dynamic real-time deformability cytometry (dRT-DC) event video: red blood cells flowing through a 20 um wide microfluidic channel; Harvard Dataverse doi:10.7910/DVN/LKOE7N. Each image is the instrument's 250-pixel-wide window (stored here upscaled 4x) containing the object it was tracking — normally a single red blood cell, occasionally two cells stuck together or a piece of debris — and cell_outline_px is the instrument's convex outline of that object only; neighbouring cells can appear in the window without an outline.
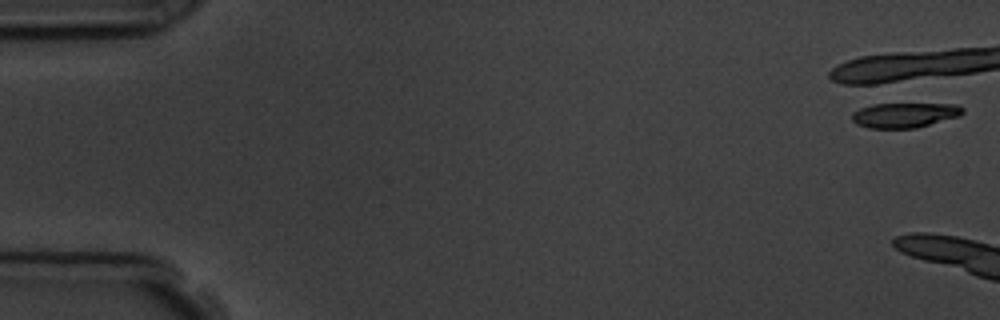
{"species": "common noctule bat (a hibernating species)", "species_latin": "Nyctalus noctula", "temperature_condition": "room temperature", "stored_images_in_passage": 1, "camera_frame_rate_fps": 3000, "um_per_image_px": 0.085, "animal": {"sex": "male", "body_mass_g": 19.5, "forearm_length_mm": 54.6}, "frame": {"image": 1, "passage_image": 1, "time_ms": 0.0, "image_size_px": [1000, 320], "cell_outline_px": [[964, 112], [960, 116], [916, 128], [868, 128], [856, 124], [852, 120], [852, 112], [860, 108], [872, 104], [956, 104], [964, 108]], "centroid_in_image_um": [76.89, 9.78], "position_along_channel_um": 8.1, "area_um2": 16.13}}